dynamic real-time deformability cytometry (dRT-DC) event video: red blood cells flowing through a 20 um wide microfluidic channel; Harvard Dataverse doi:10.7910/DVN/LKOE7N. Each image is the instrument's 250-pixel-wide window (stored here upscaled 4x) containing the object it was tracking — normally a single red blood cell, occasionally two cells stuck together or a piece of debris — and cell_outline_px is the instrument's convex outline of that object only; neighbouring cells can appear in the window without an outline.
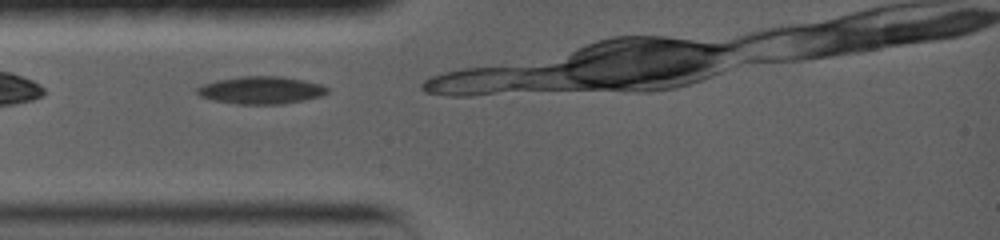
{"species": "common noctule bat (a hibernating species)", "species_latin": "Nyctalus noctula", "temperature_condition": "warm", "stored_images_in_passage": 20, "camera_frame_rate_fps": 5000, "um_per_image_px": 0.085, "animal": {"sex": "female", "body_mass_g": 19.0, "forearm_length_mm": 56.7}, "frame": {"image": 1, "passage_image": 1, "time_ms": 0.0, "image_size_px": [1000, 240], "cell_outline_px": [[328, 92], [320, 96], [304, 100], [284, 104], [236, 104], [212, 100], [200, 96], [196, 92], [196, 88], [204, 84], [216, 80], [240, 76], [280, 76], [304, 80], [320, 84], [328, 88]], "centroid_in_image_um": [22.17, 7.66], "position_along_channel_um": 62.8, "area_um2": 20.92}}